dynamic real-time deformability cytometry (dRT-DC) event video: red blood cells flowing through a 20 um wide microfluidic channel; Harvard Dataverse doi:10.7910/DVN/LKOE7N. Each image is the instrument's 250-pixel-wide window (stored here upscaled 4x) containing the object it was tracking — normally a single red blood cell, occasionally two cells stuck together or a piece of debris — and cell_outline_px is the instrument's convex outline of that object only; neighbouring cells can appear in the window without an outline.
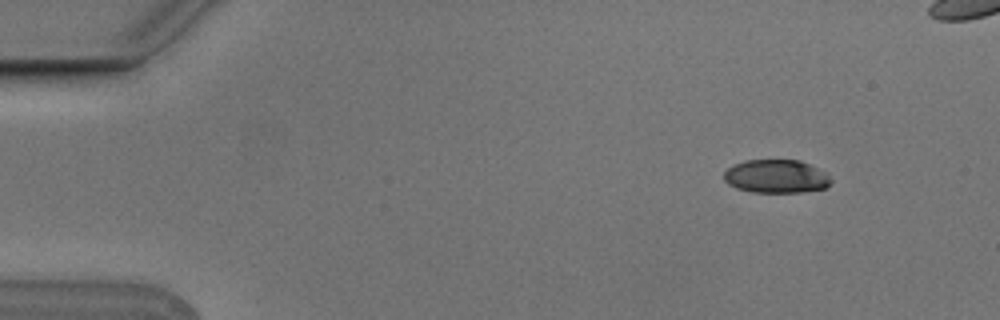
{"species": "Egyptian fruit bat (a non-hibernating species)", "species_latin": "Rousettus aegyptiacus", "temperature_condition": "cold", "stored_images_in_passage": 7, "camera_frame_rate_fps": 3000, "um_per_image_px": 0.085, "animal": {"sex": "male"}, "frame": {"image": 1, "passage_image": 2, "time_ms": 0.333, "image_size_px": [1000, 320], "cell_outline_px": [[832, 180], [824, 188], [800, 192], [752, 192], [736, 188], [728, 184], [724, 180], [724, 172], [728, 168], [744, 160], [800, 160], [824, 172]], "centroid_in_image_um": [65.93, 14.99], "position_along_channel_um": 19.1, "area_um2": 20.58}}
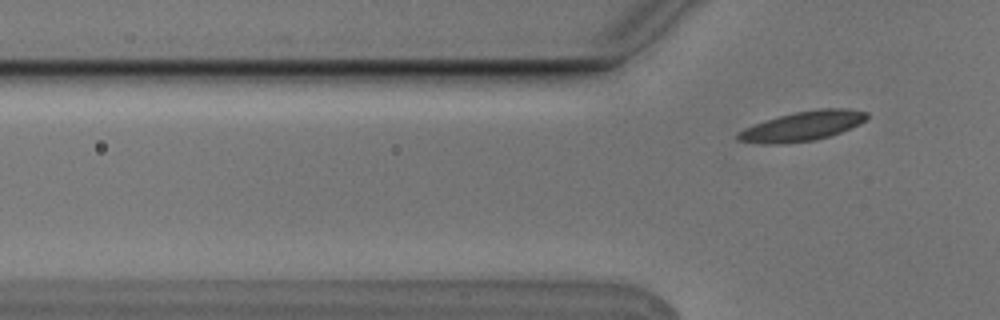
{"frame": {"image": 2, "passage_image": 7, "time_ms": 2.0, "image_size_px": [1000, 320], "cell_outline_px": [[868, 116], [860, 124], [840, 132], [828, 136], [812, 140], [780, 144], [760, 144], [736, 140], [736, 136], [744, 128], [780, 116], [796, 112], [820, 108], [848, 108], [868, 112]], "centroid_in_image_um": [68.22, 10.72], "position_along_channel_um": 57.6, "area_um2": 21.91}}